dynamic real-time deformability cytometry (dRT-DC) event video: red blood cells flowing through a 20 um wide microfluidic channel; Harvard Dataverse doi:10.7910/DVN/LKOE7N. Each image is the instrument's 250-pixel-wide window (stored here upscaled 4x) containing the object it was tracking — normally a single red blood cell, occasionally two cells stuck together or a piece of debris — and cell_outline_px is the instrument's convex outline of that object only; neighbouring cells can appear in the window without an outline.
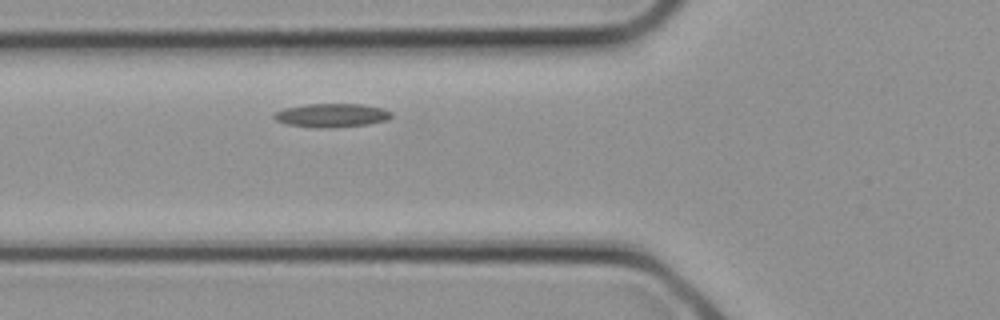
{"species": "common noctule bat (a hibernating species)", "species_latin": "Nyctalus noctula", "temperature_condition": "cold", "stored_images_in_passage": 3, "camera_frame_rate_fps": 3000, "um_per_image_px": 0.085, "animal": {"sex": "female", "body_mass_g": 21.9}, "frame": {"image": 1, "passage_image": 3, "time_ms": 0.667, "image_size_px": [1000, 320], "cell_outline_px": [[392, 116], [388, 120], [368, 124], [332, 128], [316, 128], [288, 124], [276, 120], [272, 116], [272, 112], [284, 108], [308, 104], [360, 104], [384, 108], [392, 112]], "centroid_in_image_um": [28.19, 9.8], "position_along_channel_um": 97.6, "area_um2": 16.36}}